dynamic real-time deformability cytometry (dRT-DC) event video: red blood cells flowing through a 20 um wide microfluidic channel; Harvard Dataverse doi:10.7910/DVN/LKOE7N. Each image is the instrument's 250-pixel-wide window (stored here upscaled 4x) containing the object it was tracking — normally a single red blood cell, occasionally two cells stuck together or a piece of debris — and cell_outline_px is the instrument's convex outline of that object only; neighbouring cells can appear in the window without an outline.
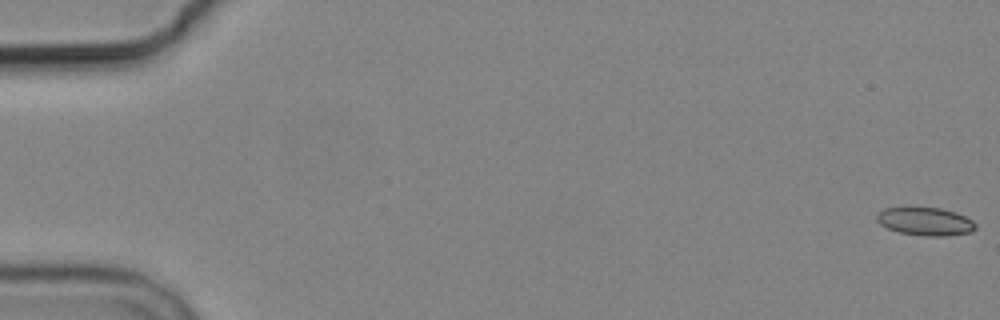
{"species": "common noctule bat (a hibernating species)", "species_latin": "Nyctalus noctula", "temperature_condition": "cold", "stored_images_in_passage": 2, "camera_frame_rate_fps": 3000, "um_per_image_px": 0.085, "animal": {"sex": "male", "body_mass_g": 19.2, "forearm_length_mm": 51.8}, "frame": {"image": 1, "passage_image": 1, "time_ms": 0.0, "image_size_px": [1000, 320], "cell_outline_px": [[976, 228], [972, 232], [948, 236], [924, 236], [900, 232], [888, 228], [880, 224], [876, 220], [876, 216], [884, 208], [940, 208], [956, 212], [972, 220], [976, 224]], "centroid_in_image_um": [78.68, 18.83], "position_along_channel_um": 6.3, "area_um2": 16.07}}